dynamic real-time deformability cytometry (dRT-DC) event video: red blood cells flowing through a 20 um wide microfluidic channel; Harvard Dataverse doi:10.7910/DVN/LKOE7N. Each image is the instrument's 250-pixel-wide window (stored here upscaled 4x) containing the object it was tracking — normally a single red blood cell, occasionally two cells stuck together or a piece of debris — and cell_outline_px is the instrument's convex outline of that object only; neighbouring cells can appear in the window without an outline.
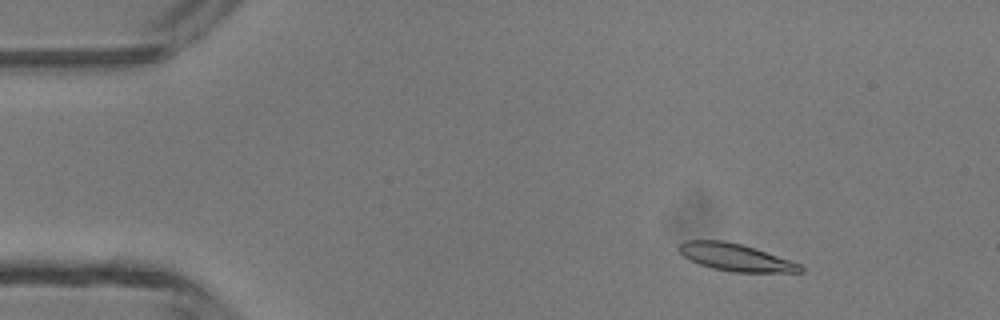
{"species": "common noctule bat (a hibernating species)", "species_latin": "Nyctalus noctula", "temperature_condition": "room temperature", "stored_images_in_passage": 3, "camera_frame_rate_fps": 3000, "um_per_image_px": 0.085, "animal": {"sex": "male", "body_mass_g": 13.3}, "frame": {"image": 1, "passage_image": 1, "time_ms": 0.0, "image_size_px": [1000, 320], "cell_outline_px": [[804, 272], [732, 272], [712, 268], [688, 260], [676, 248], [684, 240], [724, 240], [740, 244], [800, 264], [804, 268]], "centroid_in_image_um": [62.45, 21.87], "position_along_channel_um": 22.5, "area_um2": 19.07}}